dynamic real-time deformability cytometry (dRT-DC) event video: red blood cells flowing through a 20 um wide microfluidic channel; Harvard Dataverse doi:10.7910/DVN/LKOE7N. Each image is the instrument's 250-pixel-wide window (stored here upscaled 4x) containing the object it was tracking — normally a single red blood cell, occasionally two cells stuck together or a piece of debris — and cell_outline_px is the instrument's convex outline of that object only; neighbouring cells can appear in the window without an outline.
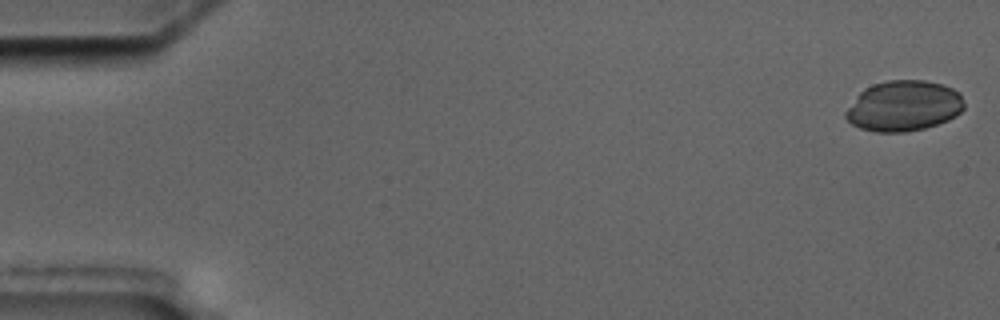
{"species": "common noctule bat (a hibernating species)", "species_latin": "Nyctalus noctula", "temperature_condition": "cold", "stored_images_in_passage": 8, "camera_frame_rate_fps": 3000, "um_per_image_px": 0.085, "animal": {"sex": "male", "body_mass_g": 17.5, "forearm_length_mm": 52.3}, "frame": {"image": 1, "passage_image": 1, "time_ms": 0.0, "image_size_px": [1000, 320], "cell_outline_px": [[964, 108], [956, 116], [948, 120], [924, 128], [904, 132], [876, 132], [860, 128], [852, 124], [844, 116], [844, 112], [856, 96], [864, 88], [872, 84], [888, 80], [924, 80], [944, 84], [960, 92], [964, 104]], "centroid_in_image_um": [76.81, 8.99], "position_along_channel_um": 8.2, "area_um2": 35.08}}